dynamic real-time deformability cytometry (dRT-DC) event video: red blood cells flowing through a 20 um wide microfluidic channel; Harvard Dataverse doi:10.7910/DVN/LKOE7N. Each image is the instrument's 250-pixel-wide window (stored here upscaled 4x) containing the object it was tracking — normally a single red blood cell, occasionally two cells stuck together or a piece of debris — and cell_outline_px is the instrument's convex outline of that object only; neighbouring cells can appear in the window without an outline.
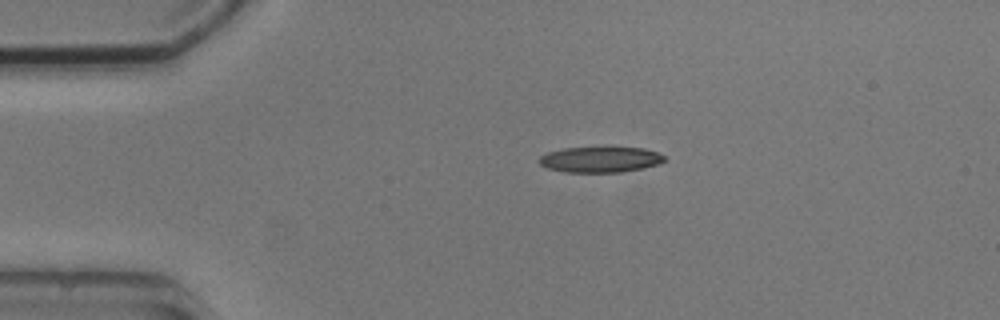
{"species": "common noctule bat (a hibernating species)", "species_latin": "Nyctalus noctula", "temperature_condition": "cold", "stored_images_in_passage": 1, "camera_frame_rate_fps": 3000, "um_per_image_px": 0.085, "animal": {"sex": "male", "body_mass_g": 20.5, "forearm_length_mm": 52.5}, "frame": {"image": 1, "passage_image": 1, "time_ms": 0.0, "image_size_px": [1000, 320], "cell_outline_px": [[664, 160], [660, 164], [644, 168], [620, 172], [564, 172], [548, 168], [540, 164], [536, 160], [540, 156], [548, 152], [564, 148], [612, 144], [644, 148], [656, 152], [664, 156]], "centroid_in_image_um": [51.03, 13.5], "position_along_channel_um": 34.0, "area_um2": 19.77}}